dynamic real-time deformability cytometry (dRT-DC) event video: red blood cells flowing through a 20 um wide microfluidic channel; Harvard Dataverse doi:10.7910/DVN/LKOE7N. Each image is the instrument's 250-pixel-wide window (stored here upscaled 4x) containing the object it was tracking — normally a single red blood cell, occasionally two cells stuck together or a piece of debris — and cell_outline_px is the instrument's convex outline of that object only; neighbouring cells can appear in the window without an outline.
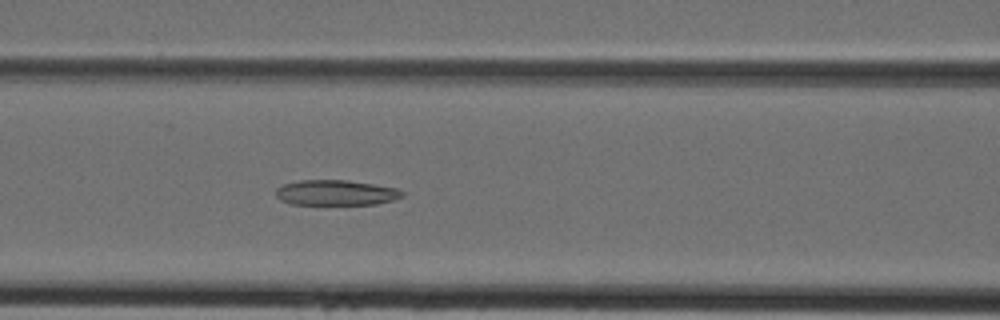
{"species": "Egyptian fruit bat (a non-hibernating species)", "species_latin": "Rousettus aegyptiacus", "temperature_condition": "cold", "stored_images_in_passage": 40, "camera_frame_rate_fps": 3000, "um_per_image_px": 0.085, "animal": {"sex": "female"}, "frame": {"image": 1, "passage_image": 15, "time_ms": 4.667, "image_size_px": [1000, 320], "cell_outline_px": [[404, 196], [392, 200], [376, 204], [292, 204], [280, 200], [276, 196], [276, 188], [284, 184], [300, 180], [348, 180], [396, 188], [404, 192]], "centroid_in_image_um": [28.54, 16.38], "position_along_channel_um": 138.1, "area_um2": 18.55}}
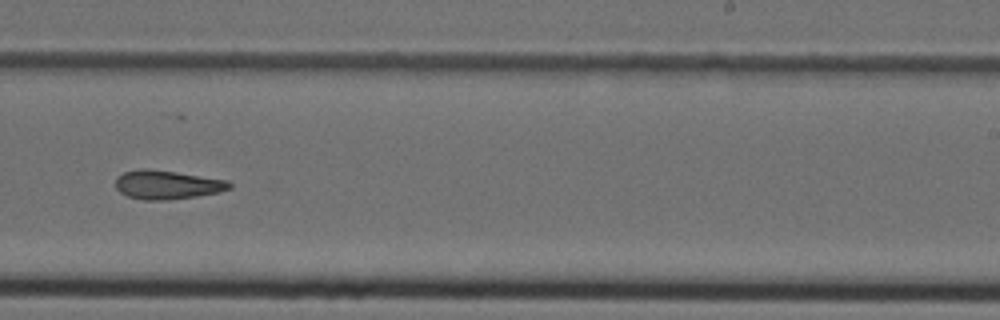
{"frame": {"image": 2, "passage_image": 24, "time_ms": 7.667, "image_size_px": [1000, 320], "cell_outline_px": [[232, 188], [220, 192], [196, 196], [164, 200], [144, 200], [128, 196], [120, 192], [116, 188], [116, 176], [124, 172], [140, 168], [144, 168], [176, 172], [228, 180], [232, 184]], "centroid_in_image_um": [14.21, 15.7], "position_along_channel_um": 274.8, "area_um2": 19.13}}
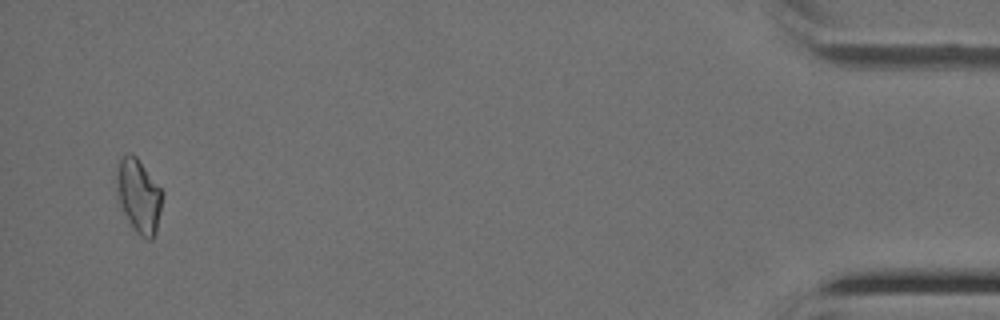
{"frame": {"image": 3, "passage_image": 39, "time_ms": 12.667, "image_size_px": [1000, 320], "cell_outline_px": [[164, 192], [156, 232], [152, 240], [148, 240], [140, 236], [136, 232], [124, 216], [120, 204], [116, 172], [120, 156], [128, 152], [132, 152], [136, 156]], "centroid_in_image_um": [11.8, 16.64], "position_along_channel_um": 423.4, "area_um2": 19.77}}